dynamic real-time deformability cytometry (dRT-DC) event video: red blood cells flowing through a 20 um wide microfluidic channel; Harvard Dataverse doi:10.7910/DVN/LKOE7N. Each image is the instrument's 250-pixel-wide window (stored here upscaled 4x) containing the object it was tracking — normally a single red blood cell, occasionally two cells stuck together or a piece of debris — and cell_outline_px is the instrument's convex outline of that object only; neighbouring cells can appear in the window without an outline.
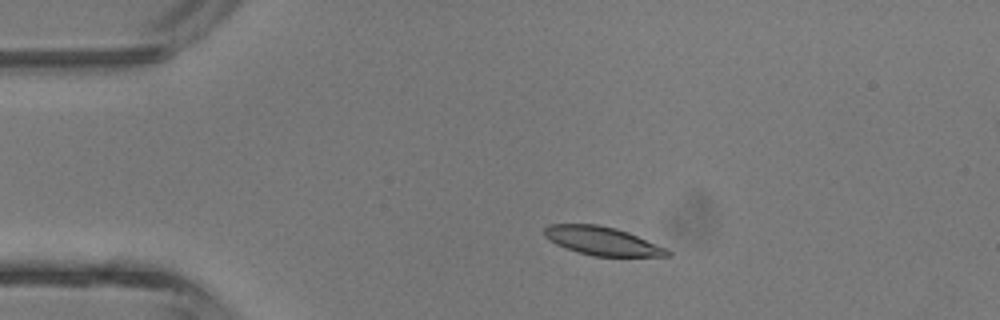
{"species": "common noctule bat (a hibernating species)", "species_latin": "Nyctalus noctula", "temperature_condition": "room temperature", "stored_images_in_passage": 3, "segment_of_instrument_passage": [1, 2], "camera_frame_rate_fps": 3000, "um_per_image_px": 0.085, "animal": {"sex": "male", "body_mass_g": 13.3}, "frame": {"image": 1, "passage_image": 2, "time_ms": 1.333, "image_size_px": [1000, 320], "cell_outline_px": [[672, 256], [592, 256], [556, 244], [544, 236], [544, 228], [548, 224], [600, 224], [616, 228], [628, 232], [668, 248], [672, 252]], "centroid_in_image_um": [51.23, 20.47], "position_along_channel_um": 33.8, "area_um2": 20.46}}